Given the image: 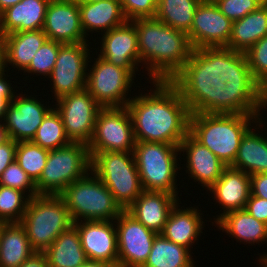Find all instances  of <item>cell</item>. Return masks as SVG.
Listing matches in <instances>:
<instances>
[{
	"mask_svg": "<svg viewBox=\"0 0 267 267\" xmlns=\"http://www.w3.org/2000/svg\"><path fill=\"white\" fill-rule=\"evenodd\" d=\"M267 35V5H261L242 19L233 21L226 48L246 52Z\"/></svg>",
	"mask_w": 267,
	"mask_h": 267,
	"instance_id": "f546056e",
	"label": "cell"
},
{
	"mask_svg": "<svg viewBox=\"0 0 267 267\" xmlns=\"http://www.w3.org/2000/svg\"><path fill=\"white\" fill-rule=\"evenodd\" d=\"M132 22L137 30L140 62L147 69L148 82L170 81L184 67L193 51L188 34L156 18Z\"/></svg>",
	"mask_w": 267,
	"mask_h": 267,
	"instance_id": "3957f363",
	"label": "cell"
},
{
	"mask_svg": "<svg viewBox=\"0 0 267 267\" xmlns=\"http://www.w3.org/2000/svg\"><path fill=\"white\" fill-rule=\"evenodd\" d=\"M263 124L267 123L263 121V118L259 119L256 126H252L242 137L231 168L241 170L249 175L267 173V137L256 130L263 128Z\"/></svg>",
	"mask_w": 267,
	"mask_h": 267,
	"instance_id": "484cf974",
	"label": "cell"
},
{
	"mask_svg": "<svg viewBox=\"0 0 267 267\" xmlns=\"http://www.w3.org/2000/svg\"><path fill=\"white\" fill-rule=\"evenodd\" d=\"M17 142L10 139L0 146V177L2 172L15 160Z\"/></svg>",
	"mask_w": 267,
	"mask_h": 267,
	"instance_id": "f6af8a7d",
	"label": "cell"
},
{
	"mask_svg": "<svg viewBox=\"0 0 267 267\" xmlns=\"http://www.w3.org/2000/svg\"><path fill=\"white\" fill-rule=\"evenodd\" d=\"M18 92L7 106L2 122L9 138L15 142L31 141L46 114L53 108L40 101L36 95ZM19 95V96H18ZM28 96V97H27ZM33 96V97H32Z\"/></svg>",
	"mask_w": 267,
	"mask_h": 267,
	"instance_id": "9a60e30c",
	"label": "cell"
},
{
	"mask_svg": "<svg viewBox=\"0 0 267 267\" xmlns=\"http://www.w3.org/2000/svg\"><path fill=\"white\" fill-rule=\"evenodd\" d=\"M49 150L31 141L17 142L15 160L27 175L36 183L46 165Z\"/></svg>",
	"mask_w": 267,
	"mask_h": 267,
	"instance_id": "e575fe53",
	"label": "cell"
},
{
	"mask_svg": "<svg viewBox=\"0 0 267 267\" xmlns=\"http://www.w3.org/2000/svg\"><path fill=\"white\" fill-rule=\"evenodd\" d=\"M42 30L48 40L62 44L89 42L81 27L76 0L50 1Z\"/></svg>",
	"mask_w": 267,
	"mask_h": 267,
	"instance_id": "d6986e66",
	"label": "cell"
},
{
	"mask_svg": "<svg viewBox=\"0 0 267 267\" xmlns=\"http://www.w3.org/2000/svg\"><path fill=\"white\" fill-rule=\"evenodd\" d=\"M133 153L143 191L166 192L178 197L176 176L183 169L178 161L185 159L178 156L181 155L179 146L136 141Z\"/></svg>",
	"mask_w": 267,
	"mask_h": 267,
	"instance_id": "8992f818",
	"label": "cell"
},
{
	"mask_svg": "<svg viewBox=\"0 0 267 267\" xmlns=\"http://www.w3.org/2000/svg\"><path fill=\"white\" fill-rule=\"evenodd\" d=\"M259 259V260H258ZM257 264L260 265V267H267V256H262L261 254L259 255V258H257ZM261 263V264H260Z\"/></svg>",
	"mask_w": 267,
	"mask_h": 267,
	"instance_id": "f5cc1de1",
	"label": "cell"
},
{
	"mask_svg": "<svg viewBox=\"0 0 267 267\" xmlns=\"http://www.w3.org/2000/svg\"><path fill=\"white\" fill-rule=\"evenodd\" d=\"M265 109H267V77L259 83V110L262 115Z\"/></svg>",
	"mask_w": 267,
	"mask_h": 267,
	"instance_id": "7dc6e473",
	"label": "cell"
},
{
	"mask_svg": "<svg viewBox=\"0 0 267 267\" xmlns=\"http://www.w3.org/2000/svg\"><path fill=\"white\" fill-rule=\"evenodd\" d=\"M82 248L88 260L101 261L118 267V242L115 220L78 221Z\"/></svg>",
	"mask_w": 267,
	"mask_h": 267,
	"instance_id": "ac0fdd59",
	"label": "cell"
},
{
	"mask_svg": "<svg viewBox=\"0 0 267 267\" xmlns=\"http://www.w3.org/2000/svg\"><path fill=\"white\" fill-rule=\"evenodd\" d=\"M258 1L261 5H267V0H256Z\"/></svg>",
	"mask_w": 267,
	"mask_h": 267,
	"instance_id": "11a10c76",
	"label": "cell"
},
{
	"mask_svg": "<svg viewBox=\"0 0 267 267\" xmlns=\"http://www.w3.org/2000/svg\"><path fill=\"white\" fill-rule=\"evenodd\" d=\"M47 40L48 37L42 29L12 32L5 35V70L9 72L11 69L9 66H12L22 73L29 66L35 53Z\"/></svg>",
	"mask_w": 267,
	"mask_h": 267,
	"instance_id": "4316f807",
	"label": "cell"
},
{
	"mask_svg": "<svg viewBox=\"0 0 267 267\" xmlns=\"http://www.w3.org/2000/svg\"><path fill=\"white\" fill-rule=\"evenodd\" d=\"M78 3H91L95 1H101V0H76Z\"/></svg>",
	"mask_w": 267,
	"mask_h": 267,
	"instance_id": "db71d44e",
	"label": "cell"
},
{
	"mask_svg": "<svg viewBox=\"0 0 267 267\" xmlns=\"http://www.w3.org/2000/svg\"><path fill=\"white\" fill-rule=\"evenodd\" d=\"M80 267H116V266L110 263H106V262L87 260Z\"/></svg>",
	"mask_w": 267,
	"mask_h": 267,
	"instance_id": "c3c4849f",
	"label": "cell"
},
{
	"mask_svg": "<svg viewBox=\"0 0 267 267\" xmlns=\"http://www.w3.org/2000/svg\"><path fill=\"white\" fill-rule=\"evenodd\" d=\"M46 267H54V266H52V265H50V264L47 263Z\"/></svg>",
	"mask_w": 267,
	"mask_h": 267,
	"instance_id": "6f0895ef",
	"label": "cell"
},
{
	"mask_svg": "<svg viewBox=\"0 0 267 267\" xmlns=\"http://www.w3.org/2000/svg\"><path fill=\"white\" fill-rule=\"evenodd\" d=\"M118 267H142L158 233L146 228L126 210L115 220Z\"/></svg>",
	"mask_w": 267,
	"mask_h": 267,
	"instance_id": "5bb4252c",
	"label": "cell"
},
{
	"mask_svg": "<svg viewBox=\"0 0 267 267\" xmlns=\"http://www.w3.org/2000/svg\"><path fill=\"white\" fill-rule=\"evenodd\" d=\"M154 88L128 102L135 141L180 146L189 133L190 112L170 81H152ZM149 92V93H148Z\"/></svg>",
	"mask_w": 267,
	"mask_h": 267,
	"instance_id": "7a4b0ae2",
	"label": "cell"
},
{
	"mask_svg": "<svg viewBox=\"0 0 267 267\" xmlns=\"http://www.w3.org/2000/svg\"><path fill=\"white\" fill-rule=\"evenodd\" d=\"M5 72L7 71L3 70L2 72H0V120H2V118L4 117L7 106L15 97V93H17L15 92V90H13L16 87H13L12 83H10L12 81L7 78L9 77L8 72L7 74H5Z\"/></svg>",
	"mask_w": 267,
	"mask_h": 267,
	"instance_id": "b9f144b4",
	"label": "cell"
},
{
	"mask_svg": "<svg viewBox=\"0 0 267 267\" xmlns=\"http://www.w3.org/2000/svg\"><path fill=\"white\" fill-rule=\"evenodd\" d=\"M91 171L125 210L143 192L133 152H90Z\"/></svg>",
	"mask_w": 267,
	"mask_h": 267,
	"instance_id": "ba28073f",
	"label": "cell"
},
{
	"mask_svg": "<svg viewBox=\"0 0 267 267\" xmlns=\"http://www.w3.org/2000/svg\"><path fill=\"white\" fill-rule=\"evenodd\" d=\"M5 70L4 35L0 32V72Z\"/></svg>",
	"mask_w": 267,
	"mask_h": 267,
	"instance_id": "681fc988",
	"label": "cell"
},
{
	"mask_svg": "<svg viewBox=\"0 0 267 267\" xmlns=\"http://www.w3.org/2000/svg\"><path fill=\"white\" fill-rule=\"evenodd\" d=\"M232 23L214 2H201L195 11L191 29L187 33L191 46L193 49L226 47Z\"/></svg>",
	"mask_w": 267,
	"mask_h": 267,
	"instance_id": "2e32d148",
	"label": "cell"
},
{
	"mask_svg": "<svg viewBox=\"0 0 267 267\" xmlns=\"http://www.w3.org/2000/svg\"><path fill=\"white\" fill-rule=\"evenodd\" d=\"M213 195L215 201L219 203V208H222L219 215H215L212 226L222 216L231 211H237L244 209L246 203L251 194L250 191V175L230 166L227 167L221 177L208 189L206 190Z\"/></svg>",
	"mask_w": 267,
	"mask_h": 267,
	"instance_id": "44dd1931",
	"label": "cell"
},
{
	"mask_svg": "<svg viewBox=\"0 0 267 267\" xmlns=\"http://www.w3.org/2000/svg\"><path fill=\"white\" fill-rule=\"evenodd\" d=\"M250 191L252 196L267 200V173L250 175Z\"/></svg>",
	"mask_w": 267,
	"mask_h": 267,
	"instance_id": "ee69618b",
	"label": "cell"
},
{
	"mask_svg": "<svg viewBox=\"0 0 267 267\" xmlns=\"http://www.w3.org/2000/svg\"><path fill=\"white\" fill-rule=\"evenodd\" d=\"M259 119L252 114L195 113L190 114L189 133L229 167L242 137Z\"/></svg>",
	"mask_w": 267,
	"mask_h": 267,
	"instance_id": "277c9868",
	"label": "cell"
},
{
	"mask_svg": "<svg viewBox=\"0 0 267 267\" xmlns=\"http://www.w3.org/2000/svg\"><path fill=\"white\" fill-rule=\"evenodd\" d=\"M207 2H215L216 0H205Z\"/></svg>",
	"mask_w": 267,
	"mask_h": 267,
	"instance_id": "9f6ffc18",
	"label": "cell"
},
{
	"mask_svg": "<svg viewBox=\"0 0 267 267\" xmlns=\"http://www.w3.org/2000/svg\"><path fill=\"white\" fill-rule=\"evenodd\" d=\"M43 253L48 264L54 267H80L88 260L74 225L62 232Z\"/></svg>",
	"mask_w": 267,
	"mask_h": 267,
	"instance_id": "4dcf8cb0",
	"label": "cell"
},
{
	"mask_svg": "<svg viewBox=\"0 0 267 267\" xmlns=\"http://www.w3.org/2000/svg\"><path fill=\"white\" fill-rule=\"evenodd\" d=\"M179 204L183 203L178 201L171 209L163 231L160 234L169 241L184 246L191 251L192 245L198 242L197 240L200 239L199 236H202L201 233H203L202 230L205 227L202 218L203 213L199 210L198 206L195 207L194 205L193 207L185 208Z\"/></svg>",
	"mask_w": 267,
	"mask_h": 267,
	"instance_id": "603a6c76",
	"label": "cell"
},
{
	"mask_svg": "<svg viewBox=\"0 0 267 267\" xmlns=\"http://www.w3.org/2000/svg\"><path fill=\"white\" fill-rule=\"evenodd\" d=\"M82 30L88 39L93 32L100 34L124 24L125 18L120 0H101L91 3H79Z\"/></svg>",
	"mask_w": 267,
	"mask_h": 267,
	"instance_id": "d4e9b609",
	"label": "cell"
},
{
	"mask_svg": "<svg viewBox=\"0 0 267 267\" xmlns=\"http://www.w3.org/2000/svg\"><path fill=\"white\" fill-rule=\"evenodd\" d=\"M192 253L188 248L158 234L142 267H196Z\"/></svg>",
	"mask_w": 267,
	"mask_h": 267,
	"instance_id": "1f68e13d",
	"label": "cell"
},
{
	"mask_svg": "<svg viewBox=\"0 0 267 267\" xmlns=\"http://www.w3.org/2000/svg\"><path fill=\"white\" fill-rule=\"evenodd\" d=\"M48 261L44 253L36 252L19 267H46Z\"/></svg>",
	"mask_w": 267,
	"mask_h": 267,
	"instance_id": "bcb514c9",
	"label": "cell"
},
{
	"mask_svg": "<svg viewBox=\"0 0 267 267\" xmlns=\"http://www.w3.org/2000/svg\"><path fill=\"white\" fill-rule=\"evenodd\" d=\"M183 157L186 155V174L202 188L209 189L228 167L210 149L198 142L190 133L179 146ZM185 155V156H184Z\"/></svg>",
	"mask_w": 267,
	"mask_h": 267,
	"instance_id": "ffe728a7",
	"label": "cell"
},
{
	"mask_svg": "<svg viewBox=\"0 0 267 267\" xmlns=\"http://www.w3.org/2000/svg\"><path fill=\"white\" fill-rule=\"evenodd\" d=\"M200 3L198 0H158L155 18L176 30L188 33Z\"/></svg>",
	"mask_w": 267,
	"mask_h": 267,
	"instance_id": "d6a6232c",
	"label": "cell"
},
{
	"mask_svg": "<svg viewBox=\"0 0 267 267\" xmlns=\"http://www.w3.org/2000/svg\"><path fill=\"white\" fill-rule=\"evenodd\" d=\"M127 21L155 18L158 0H120Z\"/></svg>",
	"mask_w": 267,
	"mask_h": 267,
	"instance_id": "60d3db41",
	"label": "cell"
},
{
	"mask_svg": "<svg viewBox=\"0 0 267 267\" xmlns=\"http://www.w3.org/2000/svg\"><path fill=\"white\" fill-rule=\"evenodd\" d=\"M99 37V57L111 64L126 68L135 78L140 62L138 34L132 21L104 32ZM137 71V72H136Z\"/></svg>",
	"mask_w": 267,
	"mask_h": 267,
	"instance_id": "e0dca14e",
	"label": "cell"
},
{
	"mask_svg": "<svg viewBox=\"0 0 267 267\" xmlns=\"http://www.w3.org/2000/svg\"><path fill=\"white\" fill-rule=\"evenodd\" d=\"M50 1H67V0H50Z\"/></svg>",
	"mask_w": 267,
	"mask_h": 267,
	"instance_id": "680465c9",
	"label": "cell"
},
{
	"mask_svg": "<svg viewBox=\"0 0 267 267\" xmlns=\"http://www.w3.org/2000/svg\"><path fill=\"white\" fill-rule=\"evenodd\" d=\"M31 142L48 150L58 149L70 143L61 115L55 107L46 114Z\"/></svg>",
	"mask_w": 267,
	"mask_h": 267,
	"instance_id": "836d02e7",
	"label": "cell"
},
{
	"mask_svg": "<svg viewBox=\"0 0 267 267\" xmlns=\"http://www.w3.org/2000/svg\"><path fill=\"white\" fill-rule=\"evenodd\" d=\"M59 196L65 202L73 223L112 221L124 211L111 191L92 171L69 184Z\"/></svg>",
	"mask_w": 267,
	"mask_h": 267,
	"instance_id": "5b68a950",
	"label": "cell"
},
{
	"mask_svg": "<svg viewBox=\"0 0 267 267\" xmlns=\"http://www.w3.org/2000/svg\"><path fill=\"white\" fill-rule=\"evenodd\" d=\"M20 223L32 248L38 253L45 252L62 232L73 225L69 210L59 195L30 198Z\"/></svg>",
	"mask_w": 267,
	"mask_h": 267,
	"instance_id": "52a82bcc",
	"label": "cell"
},
{
	"mask_svg": "<svg viewBox=\"0 0 267 267\" xmlns=\"http://www.w3.org/2000/svg\"><path fill=\"white\" fill-rule=\"evenodd\" d=\"M90 43H61L55 65L47 77L55 101L86 89L87 67L90 64V52H93L89 49Z\"/></svg>",
	"mask_w": 267,
	"mask_h": 267,
	"instance_id": "8fae6325",
	"label": "cell"
},
{
	"mask_svg": "<svg viewBox=\"0 0 267 267\" xmlns=\"http://www.w3.org/2000/svg\"><path fill=\"white\" fill-rule=\"evenodd\" d=\"M0 185L20 190L29 198L38 195L35 183L19 166L16 160L10 163L9 166L2 172L0 177Z\"/></svg>",
	"mask_w": 267,
	"mask_h": 267,
	"instance_id": "74e56055",
	"label": "cell"
},
{
	"mask_svg": "<svg viewBox=\"0 0 267 267\" xmlns=\"http://www.w3.org/2000/svg\"><path fill=\"white\" fill-rule=\"evenodd\" d=\"M54 103L70 142L88 145L93 137L97 114L102 107L86 89L63 96Z\"/></svg>",
	"mask_w": 267,
	"mask_h": 267,
	"instance_id": "4fadbf2b",
	"label": "cell"
},
{
	"mask_svg": "<svg viewBox=\"0 0 267 267\" xmlns=\"http://www.w3.org/2000/svg\"><path fill=\"white\" fill-rule=\"evenodd\" d=\"M29 199L20 190L0 185V223L21 222Z\"/></svg>",
	"mask_w": 267,
	"mask_h": 267,
	"instance_id": "d590c367",
	"label": "cell"
},
{
	"mask_svg": "<svg viewBox=\"0 0 267 267\" xmlns=\"http://www.w3.org/2000/svg\"><path fill=\"white\" fill-rule=\"evenodd\" d=\"M214 3L232 22L242 19L261 6L256 0H216Z\"/></svg>",
	"mask_w": 267,
	"mask_h": 267,
	"instance_id": "ab89813d",
	"label": "cell"
},
{
	"mask_svg": "<svg viewBox=\"0 0 267 267\" xmlns=\"http://www.w3.org/2000/svg\"><path fill=\"white\" fill-rule=\"evenodd\" d=\"M21 0H0V14L5 11L8 7L14 6Z\"/></svg>",
	"mask_w": 267,
	"mask_h": 267,
	"instance_id": "816d5d0a",
	"label": "cell"
},
{
	"mask_svg": "<svg viewBox=\"0 0 267 267\" xmlns=\"http://www.w3.org/2000/svg\"><path fill=\"white\" fill-rule=\"evenodd\" d=\"M134 131L130 113L124 107H102L96 118L90 152H133Z\"/></svg>",
	"mask_w": 267,
	"mask_h": 267,
	"instance_id": "7c38bea8",
	"label": "cell"
},
{
	"mask_svg": "<svg viewBox=\"0 0 267 267\" xmlns=\"http://www.w3.org/2000/svg\"><path fill=\"white\" fill-rule=\"evenodd\" d=\"M61 43L53 40H47L35 53L29 66L23 71V75L26 76V80L29 76L35 74L36 76L41 75L43 78L49 77L52 69L55 65L58 51ZM27 72V73H26ZM26 73V74H25ZM31 74V75H29ZM45 76V77H44Z\"/></svg>",
	"mask_w": 267,
	"mask_h": 267,
	"instance_id": "8d00e7d4",
	"label": "cell"
},
{
	"mask_svg": "<svg viewBox=\"0 0 267 267\" xmlns=\"http://www.w3.org/2000/svg\"><path fill=\"white\" fill-rule=\"evenodd\" d=\"M264 254H262V256H267V253L266 252H263Z\"/></svg>",
	"mask_w": 267,
	"mask_h": 267,
	"instance_id": "91938a15",
	"label": "cell"
},
{
	"mask_svg": "<svg viewBox=\"0 0 267 267\" xmlns=\"http://www.w3.org/2000/svg\"><path fill=\"white\" fill-rule=\"evenodd\" d=\"M10 140L8 132L3 124V122L0 120V146L5 144Z\"/></svg>",
	"mask_w": 267,
	"mask_h": 267,
	"instance_id": "f907efd6",
	"label": "cell"
},
{
	"mask_svg": "<svg viewBox=\"0 0 267 267\" xmlns=\"http://www.w3.org/2000/svg\"><path fill=\"white\" fill-rule=\"evenodd\" d=\"M89 62L94 63L89 65L92 68L87 67L86 90L96 102L101 107L127 106L133 98L131 90L135 77L126 68L111 64L99 56L93 61L90 58Z\"/></svg>",
	"mask_w": 267,
	"mask_h": 267,
	"instance_id": "30bf717a",
	"label": "cell"
},
{
	"mask_svg": "<svg viewBox=\"0 0 267 267\" xmlns=\"http://www.w3.org/2000/svg\"><path fill=\"white\" fill-rule=\"evenodd\" d=\"M50 0H21L0 14V32L40 30L43 28Z\"/></svg>",
	"mask_w": 267,
	"mask_h": 267,
	"instance_id": "cb8c5ba5",
	"label": "cell"
},
{
	"mask_svg": "<svg viewBox=\"0 0 267 267\" xmlns=\"http://www.w3.org/2000/svg\"><path fill=\"white\" fill-rule=\"evenodd\" d=\"M246 211L255 217L257 220H260L267 224V200L261 197L252 196L250 194L249 199L246 203Z\"/></svg>",
	"mask_w": 267,
	"mask_h": 267,
	"instance_id": "7bdbcfd3",
	"label": "cell"
},
{
	"mask_svg": "<svg viewBox=\"0 0 267 267\" xmlns=\"http://www.w3.org/2000/svg\"><path fill=\"white\" fill-rule=\"evenodd\" d=\"M170 82L179 90L190 114H252L264 119L259 110V83L244 52L226 47L193 49Z\"/></svg>",
	"mask_w": 267,
	"mask_h": 267,
	"instance_id": "6da1fadb",
	"label": "cell"
},
{
	"mask_svg": "<svg viewBox=\"0 0 267 267\" xmlns=\"http://www.w3.org/2000/svg\"><path fill=\"white\" fill-rule=\"evenodd\" d=\"M90 171L88 145L70 142L66 146L49 150L46 165L35 183L38 195H59L69 184Z\"/></svg>",
	"mask_w": 267,
	"mask_h": 267,
	"instance_id": "9c48e42d",
	"label": "cell"
},
{
	"mask_svg": "<svg viewBox=\"0 0 267 267\" xmlns=\"http://www.w3.org/2000/svg\"><path fill=\"white\" fill-rule=\"evenodd\" d=\"M180 200L166 192L143 191L125 210L146 228L160 234L171 209Z\"/></svg>",
	"mask_w": 267,
	"mask_h": 267,
	"instance_id": "7402d4cb",
	"label": "cell"
},
{
	"mask_svg": "<svg viewBox=\"0 0 267 267\" xmlns=\"http://www.w3.org/2000/svg\"><path fill=\"white\" fill-rule=\"evenodd\" d=\"M218 231L229 234L239 243H267V224L250 215L246 209L231 211L222 216L214 225Z\"/></svg>",
	"mask_w": 267,
	"mask_h": 267,
	"instance_id": "83f0119b",
	"label": "cell"
},
{
	"mask_svg": "<svg viewBox=\"0 0 267 267\" xmlns=\"http://www.w3.org/2000/svg\"><path fill=\"white\" fill-rule=\"evenodd\" d=\"M35 253L20 222L0 223V267H19Z\"/></svg>",
	"mask_w": 267,
	"mask_h": 267,
	"instance_id": "f1b7e54d",
	"label": "cell"
},
{
	"mask_svg": "<svg viewBox=\"0 0 267 267\" xmlns=\"http://www.w3.org/2000/svg\"><path fill=\"white\" fill-rule=\"evenodd\" d=\"M245 56L253 78L260 83L267 77V35L251 46Z\"/></svg>",
	"mask_w": 267,
	"mask_h": 267,
	"instance_id": "f35d334b",
	"label": "cell"
}]
</instances>
